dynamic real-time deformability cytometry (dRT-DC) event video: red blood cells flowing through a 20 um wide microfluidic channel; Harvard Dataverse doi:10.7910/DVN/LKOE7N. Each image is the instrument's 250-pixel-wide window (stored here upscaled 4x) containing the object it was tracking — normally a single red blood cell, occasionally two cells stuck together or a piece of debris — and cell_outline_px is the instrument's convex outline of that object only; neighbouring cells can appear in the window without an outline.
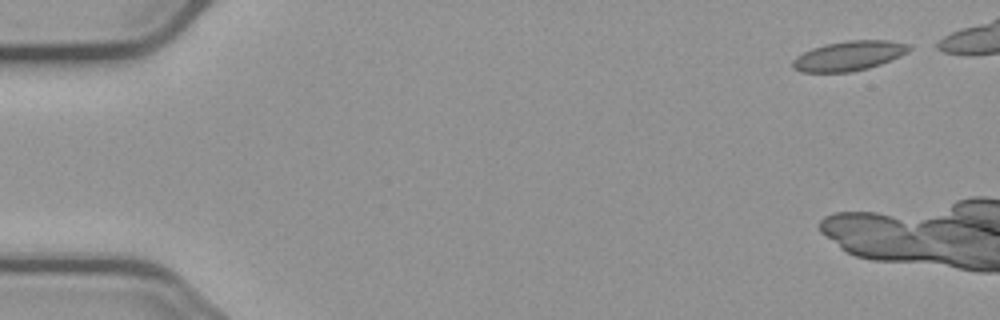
{"species": "common noctule bat (a hibernating species)", "species_latin": "Nyctalus noctula", "temperature_condition": "cold", "stored_images_in_passage": 3, "camera_frame_rate_fps": 3000, "um_per_image_px": 0.085, "animal": {"sex": "male", "body_mass_g": 23.1, "forearm_length_mm": 52.7}, "frame": {"image": 1, "passage_image": 1, "time_ms": 0.0, "image_size_px": [1000, 320], "cell_outline_px": [[912, 48], [908, 52], [900, 56], [880, 64], [868, 68], [852, 72], [800, 72], [792, 68], [792, 60], [796, 56], [812, 48], [828, 44], [848, 40], [888, 40], [908, 44]], "centroid_in_image_um": [72.14, 4.75], "position_along_channel_um": 12.9, "area_um2": 20.11}}